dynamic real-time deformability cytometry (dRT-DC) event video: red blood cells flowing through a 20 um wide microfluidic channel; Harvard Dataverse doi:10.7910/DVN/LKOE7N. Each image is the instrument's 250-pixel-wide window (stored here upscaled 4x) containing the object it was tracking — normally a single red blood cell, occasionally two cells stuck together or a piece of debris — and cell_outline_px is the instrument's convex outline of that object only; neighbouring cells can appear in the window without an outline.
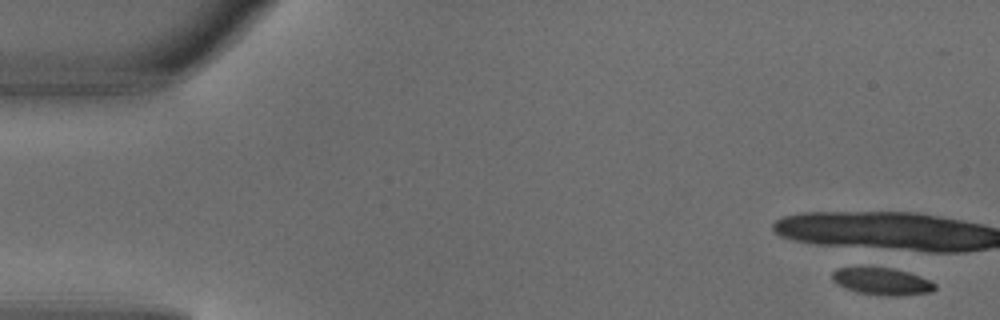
{"species": "common noctule bat (a hibernating species)", "species_latin": "Nyctalus noctula", "temperature_condition": "warm", "stored_images_in_passage": 3, "camera_frame_rate_fps": 3000, "um_per_image_px": 0.085, "animal": {"sex": "male", "body_mass_g": 18.8}, "frame": {"image": 1, "passage_image": 1, "time_ms": 0.0, "image_size_px": [1000, 320], "cell_outline_px": [[936, 288], [932, 292], [896, 296], [888, 296], [856, 292], [844, 288], [832, 280], [832, 272], [836, 268], [892, 268], [908, 272], [920, 276], [936, 284]], "centroid_in_image_um": [74.97, 23.93], "position_along_channel_um": 10.0, "area_um2": 16.13}}